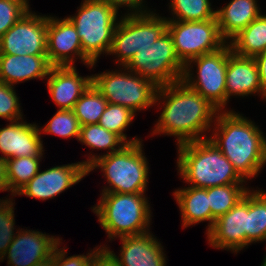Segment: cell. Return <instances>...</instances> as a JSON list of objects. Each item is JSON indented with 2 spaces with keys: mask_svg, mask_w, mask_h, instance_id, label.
<instances>
[{
  "mask_svg": "<svg viewBox=\"0 0 266 266\" xmlns=\"http://www.w3.org/2000/svg\"><path fill=\"white\" fill-rule=\"evenodd\" d=\"M119 69L91 75L92 84L107 102L129 108L134 113L153 107L158 87L126 67Z\"/></svg>",
  "mask_w": 266,
  "mask_h": 266,
  "instance_id": "cell-7",
  "label": "cell"
},
{
  "mask_svg": "<svg viewBox=\"0 0 266 266\" xmlns=\"http://www.w3.org/2000/svg\"><path fill=\"white\" fill-rule=\"evenodd\" d=\"M226 98L245 97L252 94L262 96L259 71L252 57H243L233 51L228 55L226 69Z\"/></svg>",
  "mask_w": 266,
  "mask_h": 266,
  "instance_id": "cell-20",
  "label": "cell"
},
{
  "mask_svg": "<svg viewBox=\"0 0 266 266\" xmlns=\"http://www.w3.org/2000/svg\"><path fill=\"white\" fill-rule=\"evenodd\" d=\"M231 52V46L227 43L223 48L215 52L191 59L184 65L181 79L188 87L201 94L219 111H225V106L227 105L225 79L228 55ZM192 64L197 66V74L195 76L192 73Z\"/></svg>",
  "mask_w": 266,
  "mask_h": 266,
  "instance_id": "cell-9",
  "label": "cell"
},
{
  "mask_svg": "<svg viewBox=\"0 0 266 266\" xmlns=\"http://www.w3.org/2000/svg\"><path fill=\"white\" fill-rule=\"evenodd\" d=\"M167 31L173 40L176 55L184 65L228 43L220 34L216 17L204 21L168 20Z\"/></svg>",
  "mask_w": 266,
  "mask_h": 266,
  "instance_id": "cell-11",
  "label": "cell"
},
{
  "mask_svg": "<svg viewBox=\"0 0 266 266\" xmlns=\"http://www.w3.org/2000/svg\"><path fill=\"white\" fill-rule=\"evenodd\" d=\"M178 173L188 186L209 188L247 181L208 138L177 146Z\"/></svg>",
  "mask_w": 266,
  "mask_h": 266,
  "instance_id": "cell-3",
  "label": "cell"
},
{
  "mask_svg": "<svg viewBox=\"0 0 266 266\" xmlns=\"http://www.w3.org/2000/svg\"><path fill=\"white\" fill-rule=\"evenodd\" d=\"M206 234L208 243L216 249L237 254L248 246V191L233 208L215 220Z\"/></svg>",
  "mask_w": 266,
  "mask_h": 266,
  "instance_id": "cell-14",
  "label": "cell"
},
{
  "mask_svg": "<svg viewBox=\"0 0 266 266\" xmlns=\"http://www.w3.org/2000/svg\"><path fill=\"white\" fill-rule=\"evenodd\" d=\"M258 66L262 98L266 99V51L254 57Z\"/></svg>",
  "mask_w": 266,
  "mask_h": 266,
  "instance_id": "cell-39",
  "label": "cell"
},
{
  "mask_svg": "<svg viewBox=\"0 0 266 266\" xmlns=\"http://www.w3.org/2000/svg\"><path fill=\"white\" fill-rule=\"evenodd\" d=\"M51 67L47 55L0 54V81L14 86L31 79L42 80Z\"/></svg>",
  "mask_w": 266,
  "mask_h": 266,
  "instance_id": "cell-21",
  "label": "cell"
},
{
  "mask_svg": "<svg viewBox=\"0 0 266 266\" xmlns=\"http://www.w3.org/2000/svg\"><path fill=\"white\" fill-rule=\"evenodd\" d=\"M113 7L117 12L119 8L128 7L125 15L149 14L153 11L148 10L144 0H103ZM144 3V4H143ZM130 11V12H129Z\"/></svg>",
  "mask_w": 266,
  "mask_h": 266,
  "instance_id": "cell-38",
  "label": "cell"
},
{
  "mask_svg": "<svg viewBox=\"0 0 266 266\" xmlns=\"http://www.w3.org/2000/svg\"><path fill=\"white\" fill-rule=\"evenodd\" d=\"M108 55H115L121 67H125L138 50L155 42L167 32L168 19L152 12L149 14L119 17Z\"/></svg>",
  "mask_w": 266,
  "mask_h": 266,
  "instance_id": "cell-8",
  "label": "cell"
},
{
  "mask_svg": "<svg viewBox=\"0 0 266 266\" xmlns=\"http://www.w3.org/2000/svg\"><path fill=\"white\" fill-rule=\"evenodd\" d=\"M256 0H231L215 11L221 36L228 42L262 13Z\"/></svg>",
  "mask_w": 266,
  "mask_h": 266,
  "instance_id": "cell-22",
  "label": "cell"
},
{
  "mask_svg": "<svg viewBox=\"0 0 266 266\" xmlns=\"http://www.w3.org/2000/svg\"><path fill=\"white\" fill-rule=\"evenodd\" d=\"M248 190L249 187L247 188L245 184H227L207 188L211 208V229L215 220L233 208Z\"/></svg>",
  "mask_w": 266,
  "mask_h": 266,
  "instance_id": "cell-25",
  "label": "cell"
},
{
  "mask_svg": "<svg viewBox=\"0 0 266 266\" xmlns=\"http://www.w3.org/2000/svg\"><path fill=\"white\" fill-rule=\"evenodd\" d=\"M178 204L182 217V227L187 228L200 222H208V233L211 230V208L207 188L184 187L178 188L172 194Z\"/></svg>",
  "mask_w": 266,
  "mask_h": 266,
  "instance_id": "cell-23",
  "label": "cell"
},
{
  "mask_svg": "<svg viewBox=\"0 0 266 266\" xmlns=\"http://www.w3.org/2000/svg\"><path fill=\"white\" fill-rule=\"evenodd\" d=\"M60 240L37 230L19 229L4 257L8 266H34L52 256Z\"/></svg>",
  "mask_w": 266,
  "mask_h": 266,
  "instance_id": "cell-16",
  "label": "cell"
},
{
  "mask_svg": "<svg viewBox=\"0 0 266 266\" xmlns=\"http://www.w3.org/2000/svg\"><path fill=\"white\" fill-rule=\"evenodd\" d=\"M142 141L126 144L121 150L104 156L90 152L88 159L82 161L87 174L96 168L103 172L109 185L103 187L102 193H146L150 169Z\"/></svg>",
  "mask_w": 266,
  "mask_h": 266,
  "instance_id": "cell-4",
  "label": "cell"
},
{
  "mask_svg": "<svg viewBox=\"0 0 266 266\" xmlns=\"http://www.w3.org/2000/svg\"><path fill=\"white\" fill-rule=\"evenodd\" d=\"M61 241L57 244L53 252V266H89V261L93 251L84 255H72L67 257L65 247L59 249ZM65 248V249H64Z\"/></svg>",
  "mask_w": 266,
  "mask_h": 266,
  "instance_id": "cell-36",
  "label": "cell"
},
{
  "mask_svg": "<svg viewBox=\"0 0 266 266\" xmlns=\"http://www.w3.org/2000/svg\"><path fill=\"white\" fill-rule=\"evenodd\" d=\"M51 99L59 109L72 110L74 104L92 84V76H81L76 66H52L47 77Z\"/></svg>",
  "mask_w": 266,
  "mask_h": 266,
  "instance_id": "cell-18",
  "label": "cell"
},
{
  "mask_svg": "<svg viewBox=\"0 0 266 266\" xmlns=\"http://www.w3.org/2000/svg\"><path fill=\"white\" fill-rule=\"evenodd\" d=\"M101 246L93 249L89 266H120L114 251H111L107 245Z\"/></svg>",
  "mask_w": 266,
  "mask_h": 266,
  "instance_id": "cell-37",
  "label": "cell"
},
{
  "mask_svg": "<svg viewBox=\"0 0 266 266\" xmlns=\"http://www.w3.org/2000/svg\"><path fill=\"white\" fill-rule=\"evenodd\" d=\"M135 113L129 108L118 104L108 103L103 114L101 115L98 124L106 130L119 135L127 144L141 141L138 137L127 140V135L124 133L131 125L135 117Z\"/></svg>",
  "mask_w": 266,
  "mask_h": 266,
  "instance_id": "cell-30",
  "label": "cell"
},
{
  "mask_svg": "<svg viewBox=\"0 0 266 266\" xmlns=\"http://www.w3.org/2000/svg\"><path fill=\"white\" fill-rule=\"evenodd\" d=\"M28 0H0V38L30 11Z\"/></svg>",
  "mask_w": 266,
  "mask_h": 266,
  "instance_id": "cell-34",
  "label": "cell"
},
{
  "mask_svg": "<svg viewBox=\"0 0 266 266\" xmlns=\"http://www.w3.org/2000/svg\"><path fill=\"white\" fill-rule=\"evenodd\" d=\"M48 15L31 10L0 38V54L47 55Z\"/></svg>",
  "mask_w": 266,
  "mask_h": 266,
  "instance_id": "cell-12",
  "label": "cell"
},
{
  "mask_svg": "<svg viewBox=\"0 0 266 266\" xmlns=\"http://www.w3.org/2000/svg\"><path fill=\"white\" fill-rule=\"evenodd\" d=\"M0 191H10L7 181L6 160L0 157Z\"/></svg>",
  "mask_w": 266,
  "mask_h": 266,
  "instance_id": "cell-40",
  "label": "cell"
},
{
  "mask_svg": "<svg viewBox=\"0 0 266 266\" xmlns=\"http://www.w3.org/2000/svg\"><path fill=\"white\" fill-rule=\"evenodd\" d=\"M34 266H53V254L46 260L41 261L38 264H35Z\"/></svg>",
  "mask_w": 266,
  "mask_h": 266,
  "instance_id": "cell-41",
  "label": "cell"
},
{
  "mask_svg": "<svg viewBox=\"0 0 266 266\" xmlns=\"http://www.w3.org/2000/svg\"><path fill=\"white\" fill-rule=\"evenodd\" d=\"M39 130L40 133L53 134L64 139L75 137L78 141L81 125L72 110L59 109L47 124Z\"/></svg>",
  "mask_w": 266,
  "mask_h": 266,
  "instance_id": "cell-32",
  "label": "cell"
},
{
  "mask_svg": "<svg viewBox=\"0 0 266 266\" xmlns=\"http://www.w3.org/2000/svg\"><path fill=\"white\" fill-rule=\"evenodd\" d=\"M42 157H16L6 160L7 181L11 196H15L39 172Z\"/></svg>",
  "mask_w": 266,
  "mask_h": 266,
  "instance_id": "cell-27",
  "label": "cell"
},
{
  "mask_svg": "<svg viewBox=\"0 0 266 266\" xmlns=\"http://www.w3.org/2000/svg\"><path fill=\"white\" fill-rule=\"evenodd\" d=\"M266 241V192L248 190V246Z\"/></svg>",
  "mask_w": 266,
  "mask_h": 266,
  "instance_id": "cell-26",
  "label": "cell"
},
{
  "mask_svg": "<svg viewBox=\"0 0 266 266\" xmlns=\"http://www.w3.org/2000/svg\"><path fill=\"white\" fill-rule=\"evenodd\" d=\"M92 211L108 238L140 235L150 231L151 209L145 193H101Z\"/></svg>",
  "mask_w": 266,
  "mask_h": 266,
  "instance_id": "cell-5",
  "label": "cell"
},
{
  "mask_svg": "<svg viewBox=\"0 0 266 266\" xmlns=\"http://www.w3.org/2000/svg\"><path fill=\"white\" fill-rule=\"evenodd\" d=\"M261 266H266V256H265V258L263 259V262L261 263Z\"/></svg>",
  "mask_w": 266,
  "mask_h": 266,
  "instance_id": "cell-42",
  "label": "cell"
},
{
  "mask_svg": "<svg viewBox=\"0 0 266 266\" xmlns=\"http://www.w3.org/2000/svg\"><path fill=\"white\" fill-rule=\"evenodd\" d=\"M232 51L243 57H252L266 51V14L259 15L229 42Z\"/></svg>",
  "mask_w": 266,
  "mask_h": 266,
  "instance_id": "cell-24",
  "label": "cell"
},
{
  "mask_svg": "<svg viewBox=\"0 0 266 266\" xmlns=\"http://www.w3.org/2000/svg\"><path fill=\"white\" fill-rule=\"evenodd\" d=\"M160 103L163 110L151 134L174 136L177 138V146L208 138L209 135L206 136V133L211 131L209 129L219 112L214 105L182 80L158 87L155 104Z\"/></svg>",
  "mask_w": 266,
  "mask_h": 266,
  "instance_id": "cell-1",
  "label": "cell"
},
{
  "mask_svg": "<svg viewBox=\"0 0 266 266\" xmlns=\"http://www.w3.org/2000/svg\"><path fill=\"white\" fill-rule=\"evenodd\" d=\"M125 67L152 81L157 87L181 81L184 72V64L176 55L168 31L154 43L138 50Z\"/></svg>",
  "mask_w": 266,
  "mask_h": 266,
  "instance_id": "cell-10",
  "label": "cell"
},
{
  "mask_svg": "<svg viewBox=\"0 0 266 266\" xmlns=\"http://www.w3.org/2000/svg\"><path fill=\"white\" fill-rule=\"evenodd\" d=\"M108 102L103 95L91 84L74 104L72 111L81 126L98 124Z\"/></svg>",
  "mask_w": 266,
  "mask_h": 266,
  "instance_id": "cell-29",
  "label": "cell"
},
{
  "mask_svg": "<svg viewBox=\"0 0 266 266\" xmlns=\"http://www.w3.org/2000/svg\"><path fill=\"white\" fill-rule=\"evenodd\" d=\"M175 21H204L215 18L210 0H171L169 3ZM175 17V18H174Z\"/></svg>",
  "mask_w": 266,
  "mask_h": 266,
  "instance_id": "cell-31",
  "label": "cell"
},
{
  "mask_svg": "<svg viewBox=\"0 0 266 266\" xmlns=\"http://www.w3.org/2000/svg\"><path fill=\"white\" fill-rule=\"evenodd\" d=\"M12 197L0 199V262L3 261L7 248L17 234L14 233L15 218L14 204Z\"/></svg>",
  "mask_w": 266,
  "mask_h": 266,
  "instance_id": "cell-33",
  "label": "cell"
},
{
  "mask_svg": "<svg viewBox=\"0 0 266 266\" xmlns=\"http://www.w3.org/2000/svg\"><path fill=\"white\" fill-rule=\"evenodd\" d=\"M208 139L249 180L266 164V137L250 119L233 110L219 111Z\"/></svg>",
  "mask_w": 266,
  "mask_h": 266,
  "instance_id": "cell-2",
  "label": "cell"
},
{
  "mask_svg": "<svg viewBox=\"0 0 266 266\" xmlns=\"http://www.w3.org/2000/svg\"><path fill=\"white\" fill-rule=\"evenodd\" d=\"M82 1L76 15L67 18L77 30L83 54L96 64L101 54L110 51L120 15L103 0Z\"/></svg>",
  "mask_w": 266,
  "mask_h": 266,
  "instance_id": "cell-6",
  "label": "cell"
},
{
  "mask_svg": "<svg viewBox=\"0 0 266 266\" xmlns=\"http://www.w3.org/2000/svg\"><path fill=\"white\" fill-rule=\"evenodd\" d=\"M46 44L47 58L52 66H74L75 59H80L85 66L95 67V63L83 54L77 30L67 17L48 16Z\"/></svg>",
  "mask_w": 266,
  "mask_h": 266,
  "instance_id": "cell-13",
  "label": "cell"
},
{
  "mask_svg": "<svg viewBox=\"0 0 266 266\" xmlns=\"http://www.w3.org/2000/svg\"><path fill=\"white\" fill-rule=\"evenodd\" d=\"M78 141L91 149H105L109 151L101 156L117 152L127 144L119 135L106 130L99 124L81 126Z\"/></svg>",
  "mask_w": 266,
  "mask_h": 266,
  "instance_id": "cell-28",
  "label": "cell"
},
{
  "mask_svg": "<svg viewBox=\"0 0 266 266\" xmlns=\"http://www.w3.org/2000/svg\"><path fill=\"white\" fill-rule=\"evenodd\" d=\"M15 87L0 81V118L7 121L23 119Z\"/></svg>",
  "mask_w": 266,
  "mask_h": 266,
  "instance_id": "cell-35",
  "label": "cell"
},
{
  "mask_svg": "<svg viewBox=\"0 0 266 266\" xmlns=\"http://www.w3.org/2000/svg\"><path fill=\"white\" fill-rule=\"evenodd\" d=\"M87 174L82 162L54 166L40 171L24 185L16 195L48 200L60 195L66 189L79 183Z\"/></svg>",
  "mask_w": 266,
  "mask_h": 266,
  "instance_id": "cell-15",
  "label": "cell"
},
{
  "mask_svg": "<svg viewBox=\"0 0 266 266\" xmlns=\"http://www.w3.org/2000/svg\"><path fill=\"white\" fill-rule=\"evenodd\" d=\"M40 127L36 123H27L23 119L10 121L0 128V157L11 159L16 157L43 156V141Z\"/></svg>",
  "mask_w": 266,
  "mask_h": 266,
  "instance_id": "cell-17",
  "label": "cell"
},
{
  "mask_svg": "<svg viewBox=\"0 0 266 266\" xmlns=\"http://www.w3.org/2000/svg\"><path fill=\"white\" fill-rule=\"evenodd\" d=\"M150 231L140 235L120 237L121 249L116 255L120 266H166L163 246ZM120 257V258H119Z\"/></svg>",
  "mask_w": 266,
  "mask_h": 266,
  "instance_id": "cell-19",
  "label": "cell"
}]
</instances>
